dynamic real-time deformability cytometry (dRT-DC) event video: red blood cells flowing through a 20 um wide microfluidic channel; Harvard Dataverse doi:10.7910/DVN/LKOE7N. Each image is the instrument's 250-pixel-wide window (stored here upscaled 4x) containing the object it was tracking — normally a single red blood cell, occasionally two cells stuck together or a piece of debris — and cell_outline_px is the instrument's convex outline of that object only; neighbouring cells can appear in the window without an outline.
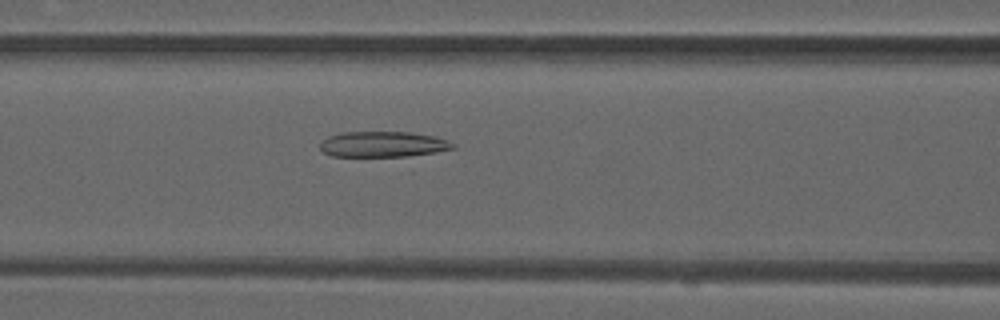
{"species": "common noctule bat (a hibernating species)", "species_latin": "Nyctalus noctula", "temperature_condition": "warm", "stored_images_in_passage": 35, "camera_frame_rate_fps": 3000, "um_per_image_px": 0.085, "animal": {"sex": "male", "forearm_length_mm": 52.5}, "frame": {"image": 1, "passage_image": 6, "time_ms": 1.667, "image_size_px": [1000, 320], "cell_outline_px": [[456, 148], [436, 152], [408, 156], [332, 156], [324, 152], [320, 148], [320, 144], [328, 136], [344, 132], [408, 132], [436, 136], [448, 140], [456, 144]], "centroid_in_image_um": [32.61, 12.26], "position_along_channel_um": 134.0, "area_um2": 19.83}}
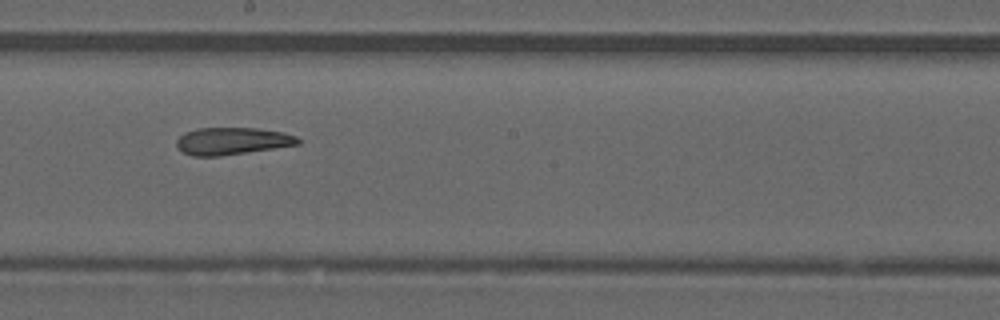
{"frame": {"image": 2, "passage_image": 13, "time_ms": 4.0, "image_size_px": [1000, 320], "cell_outline_px": [[300, 144], [220, 156], [192, 156], [184, 152], [176, 144], [176, 140], [184, 132], [200, 128], [256, 128], [284, 132], [296, 136], [300, 140]], "centroid_in_image_um": [19.74, 11.98], "position_along_channel_um": 228.5, "area_um2": 19.13}}
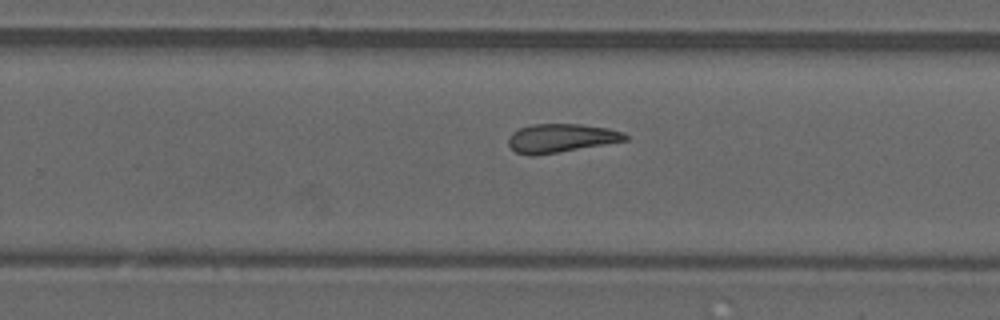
{"frame": {"image": 3, "passage_image": 17, "time_ms": 5.333, "image_size_px": [1000, 320], "cell_outline_px": [[628, 140], [536, 156], [528, 156], [516, 152], [508, 144], [508, 140], [512, 132], [520, 128], [532, 124], [580, 124], [608, 128], [624, 132], [628, 136]], "centroid_in_image_um": [47.68, 11.74], "position_along_channel_um": 282.1, "area_um2": 19.54}, "authors_computed_cell_mechanics": {"area_um2": 20.1144, "velocity_mm_per_s": 4.0505, "shape_relaxation_time_tau1_ms": null, "shape_relaxation_time_tau2_ms": 4.3343, "deformation_change_tau1": null, "deformation_change_tau2": 0.1317}}